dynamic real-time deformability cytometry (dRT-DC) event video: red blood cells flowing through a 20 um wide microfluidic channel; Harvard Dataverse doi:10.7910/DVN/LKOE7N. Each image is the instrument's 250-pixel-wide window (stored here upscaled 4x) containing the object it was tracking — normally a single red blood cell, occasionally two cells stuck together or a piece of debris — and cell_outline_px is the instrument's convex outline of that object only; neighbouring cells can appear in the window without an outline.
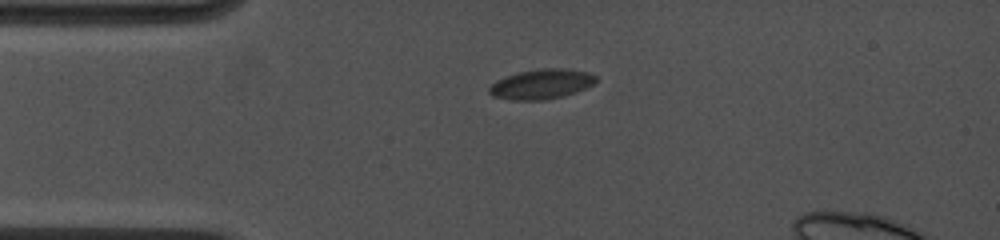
{"species": "common noctule bat (a hibernating species)", "species_latin": "Nyctalus noctula", "temperature_condition": "cold", "stored_images_in_passage": 14, "camera_frame_rate_fps": 4500, "um_per_image_px": 0.085, "animal": {"sex": "female", "body_mass_g": 19.0, "forearm_length_mm": 53.3}, "frame": {"image": 1, "passage_image": 1, "time_ms": 0.0, "image_size_px": [1000, 240], "cell_outline_px": [[596, 80], [592, 84], [576, 92], [564, 96], [544, 100], [512, 100], [492, 96], [488, 92], [488, 88], [496, 80], [520, 72], [540, 68], [564, 68], [588, 72], [596, 76]], "centroid_in_image_um": [46.01, 7.15], "position_along_channel_um": 39.0, "area_um2": 18.5}}
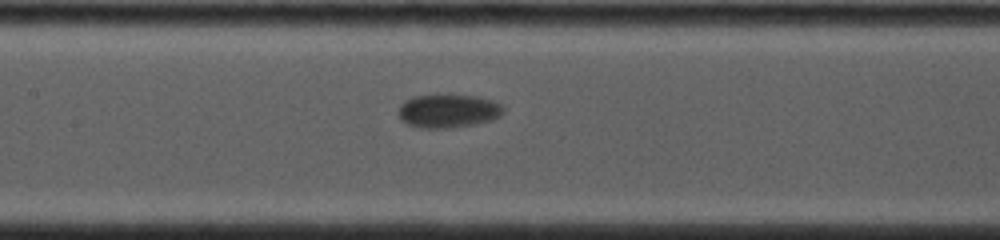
{"frame": {"image": 2, "passage_image": 8, "time_ms": 4.444, "image_size_px": [1000, 240], "cell_outline_px": [[504, 112], [500, 116], [492, 120], [452, 128], [420, 128], [408, 124], [400, 120], [396, 112], [400, 104], [404, 100], [412, 96], [436, 92], [476, 96], [492, 100], [500, 104], [504, 108]], "centroid_in_image_um": [38.03, 9.39], "position_along_channel_um": 169.4, "area_um2": 21.39}}
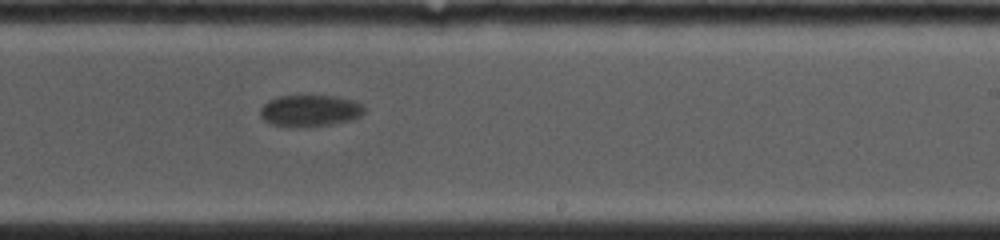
{"frame": {"image": 3, "passage_image": 14, "time_ms": 7.111, "image_size_px": [1000, 240], "cell_outline_px": [[364, 112], [360, 116], [352, 120], [304, 128], [272, 124], [264, 120], [260, 116], [260, 108], [268, 100], [280, 96], [336, 96], [352, 100], [364, 104]], "centroid_in_image_um": [26.35, 9.41], "position_along_channel_um": 262.7, "area_um2": 19.19}}